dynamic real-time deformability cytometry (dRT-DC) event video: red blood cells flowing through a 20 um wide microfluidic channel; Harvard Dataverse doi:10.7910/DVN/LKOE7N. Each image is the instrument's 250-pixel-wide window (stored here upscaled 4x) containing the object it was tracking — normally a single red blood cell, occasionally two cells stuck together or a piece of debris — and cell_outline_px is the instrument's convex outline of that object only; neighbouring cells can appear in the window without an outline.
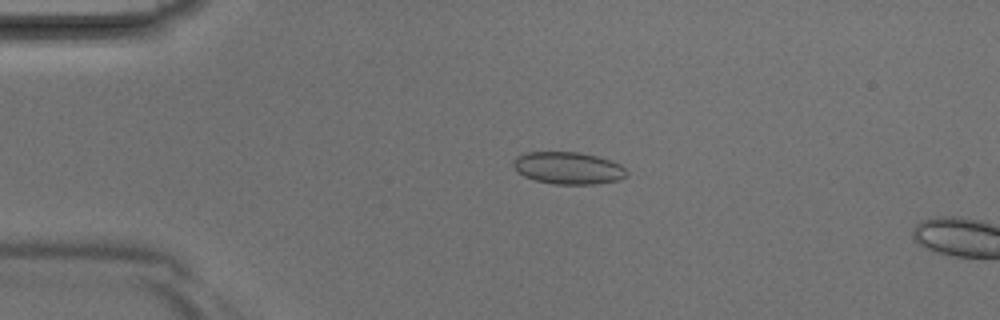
{"species": "Egyptian fruit bat (a non-hibernating species)", "species_latin": "Rousettus aegyptiacus", "temperature_condition": "room temperature", "stored_images_in_passage": 12, "camera_frame_rate_fps": 3000, "um_per_image_px": 0.085, "animal": {"sex": "male"}, "frame": {"image": 1, "passage_image": 9, "time_ms": 2.667, "image_size_px": [1000, 320], "cell_outline_px": [[628, 172], [624, 176], [616, 180], [596, 184], [556, 184], [536, 180], [524, 176], [512, 164], [512, 160], [516, 156], [528, 152], [580, 152], [596, 156], [620, 164]], "centroid_in_image_um": [48.27, 14.27], "position_along_channel_um": 36.7, "area_um2": 20.98}}